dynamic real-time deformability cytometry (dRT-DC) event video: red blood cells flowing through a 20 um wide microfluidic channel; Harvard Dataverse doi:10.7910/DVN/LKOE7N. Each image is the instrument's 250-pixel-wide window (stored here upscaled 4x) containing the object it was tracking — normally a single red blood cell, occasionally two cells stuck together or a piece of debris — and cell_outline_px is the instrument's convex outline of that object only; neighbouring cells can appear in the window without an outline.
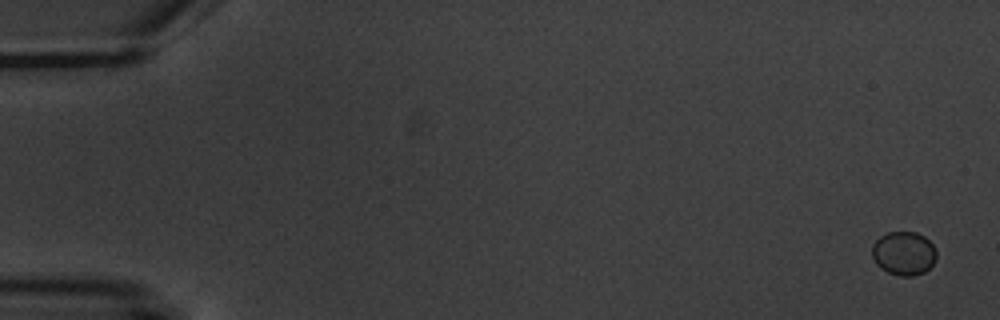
{"species": "common noctule bat (a hibernating species)", "species_latin": "Nyctalus noctula", "temperature_condition": "warm", "stored_images_in_passage": 7, "camera_frame_rate_fps": 3000, "um_per_image_px": 0.085, "animal": {"sex": "male", "body_mass_g": 20.1, "forearm_length_mm": 53.5}, "frame": {"image": 1, "passage_image": 1, "time_ms": 0.0, "image_size_px": [1000, 320], "cell_outline_px": [[936, 260], [924, 272], [912, 276], [900, 276], [888, 272], [880, 268], [876, 264], [872, 256], [872, 244], [880, 236], [888, 232], [916, 232], [924, 236], [932, 244], [936, 252]], "centroid_in_image_um": [76.8, 21.53], "position_along_channel_um": 8.2, "area_um2": 16.42}}
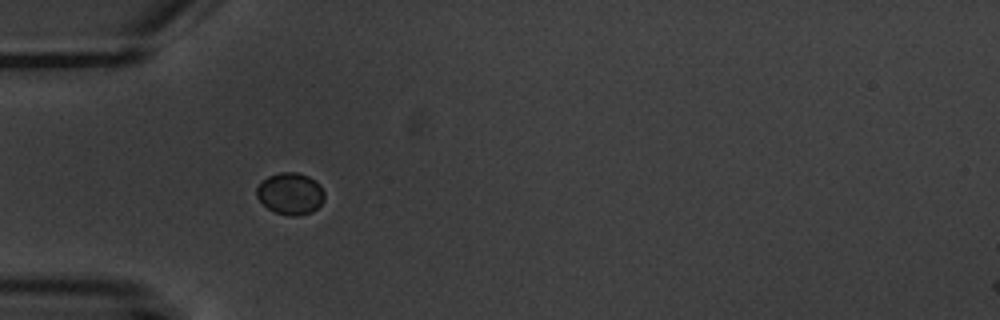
{"frame": {"image": 2, "passage_image": 5, "time_ms": 5.667, "image_size_px": [1000, 320], "cell_outline_px": [[324, 200], [312, 212], [296, 216], [288, 216], [276, 212], [268, 208], [256, 196], [256, 188], [268, 176], [280, 172], [296, 172], [308, 176], [316, 180], [320, 184], [324, 192]], "centroid_in_image_um": [24.7, 16.45], "position_along_channel_um": 60.3, "area_um2": 16.47}}